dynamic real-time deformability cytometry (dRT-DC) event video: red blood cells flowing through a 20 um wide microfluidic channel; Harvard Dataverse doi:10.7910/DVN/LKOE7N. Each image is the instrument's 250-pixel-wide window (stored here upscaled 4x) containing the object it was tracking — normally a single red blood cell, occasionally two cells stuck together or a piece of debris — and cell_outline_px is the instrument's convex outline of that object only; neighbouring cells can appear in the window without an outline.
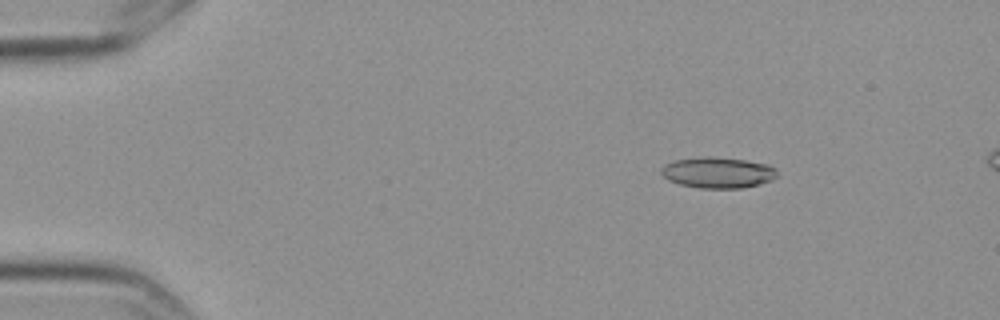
{"species": "Egyptian fruit bat (a non-hibernating species)", "species_latin": "Rousettus aegyptiacus", "temperature_condition": "cold", "stored_images_in_passage": 6, "camera_frame_rate_fps": 3000, "um_per_image_px": 0.085, "frame": {"image": 1, "passage_image": 3, "time_ms": 0.667, "image_size_px": [1000, 320], "cell_outline_px": [[780, 176], [772, 180], [760, 184], [740, 188], [700, 188], [680, 184], [668, 180], [660, 172], [660, 168], [664, 164], [676, 160], [704, 156], [712, 156], [744, 160], [768, 164], [776, 168]], "centroid_in_image_um": [61.05, 14.66], "position_along_channel_um": 24.0, "area_um2": 21.1}}
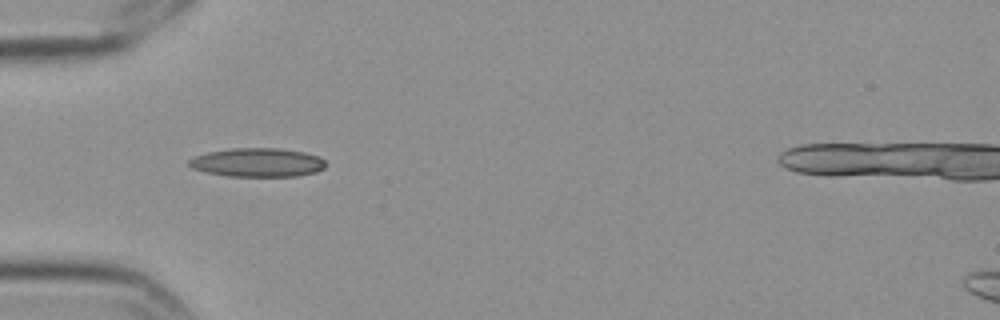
{"frame": {"image": 2, "passage_image": 5, "time_ms": 1.333, "image_size_px": [1000, 320], "cell_outline_px": [[324, 168], [316, 172], [296, 176], [228, 176], [204, 172], [192, 168], [188, 164], [188, 160], [196, 156], [208, 152], [232, 148], [280, 148], [304, 152], [320, 156], [324, 160]], "centroid_in_image_um": [21.89, 13.81], "position_along_channel_um": 63.1, "area_um2": 22.95}}
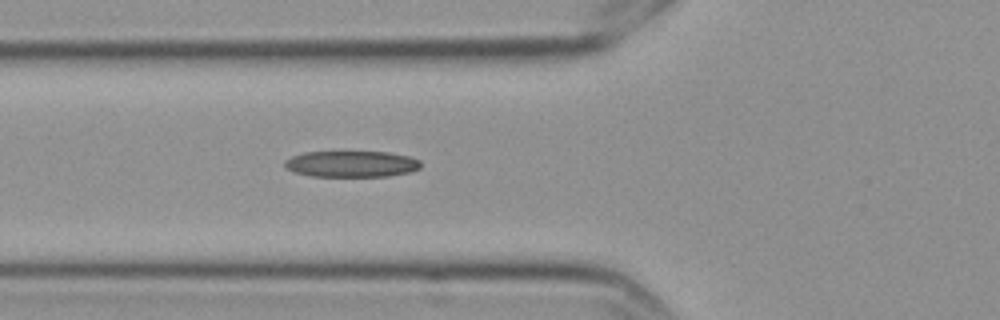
{"frame": {"image": 3, "passage_image": 6, "time_ms": 1.667, "image_size_px": [1000, 320], "cell_outline_px": [[420, 168], [412, 172], [388, 176], [312, 176], [296, 172], [288, 168], [284, 164], [284, 160], [292, 156], [304, 152], [388, 152], [408, 156], [420, 160]], "centroid_in_image_um": [29.91, 13.93], "position_along_channel_um": 95.9, "area_um2": 20.69}}